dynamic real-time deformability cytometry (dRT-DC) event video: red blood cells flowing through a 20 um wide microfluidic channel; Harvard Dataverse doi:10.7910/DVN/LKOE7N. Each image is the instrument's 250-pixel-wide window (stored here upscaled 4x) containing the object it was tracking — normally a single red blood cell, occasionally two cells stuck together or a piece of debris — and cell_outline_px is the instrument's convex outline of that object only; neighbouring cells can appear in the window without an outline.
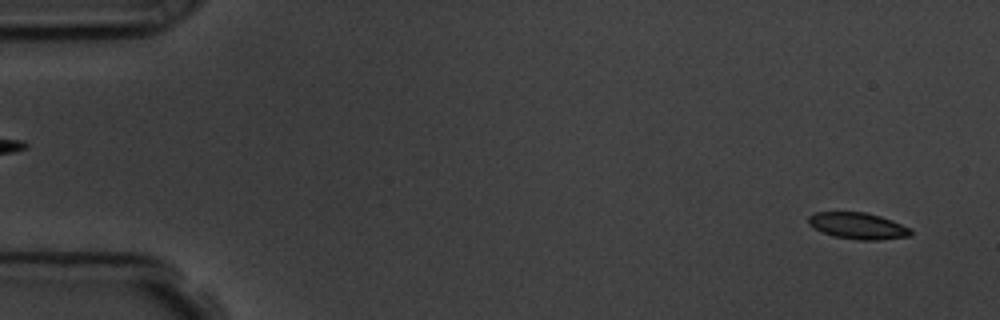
{"species": "common noctule bat (a hibernating species)", "species_latin": "Nyctalus noctula", "temperature_condition": "room temperature", "stored_images_in_passage": 56, "camera_frame_rate_fps": 3000, "um_per_image_px": 0.085, "animal": {"sex": "male", "body_mass_g": 19.5, "forearm_length_mm": 54.6}, "frame": {"image": 1, "passage_image": 1, "time_ms": 0.0, "image_size_px": [1000, 320], "cell_outline_px": [[912, 232], [908, 236], [876, 240], [856, 240], [832, 236], [812, 228], [808, 224], [808, 216], [816, 212], [864, 212], [880, 216], [892, 220], [912, 228]], "centroid_in_image_um": [72.89, 19.2], "position_along_channel_um": 12.1, "area_um2": 15.9}}
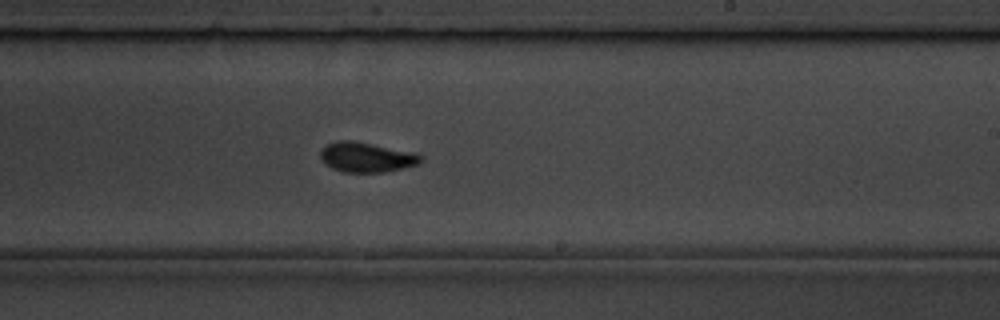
{"frame": {"image": 2, "passage_image": 32, "time_ms": 10.333, "image_size_px": [1000, 320], "cell_outline_px": [[424, 160], [420, 164], [384, 172], [344, 172], [332, 168], [324, 164], [320, 156], [320, 148], [324, 144], [336, 140], [352, 140], [420, 152], [424, 156]], "centroid_in_image_um": [31.19, 13.34], "position_along_channel_um": 257.8, "area_um2": 18.15}}
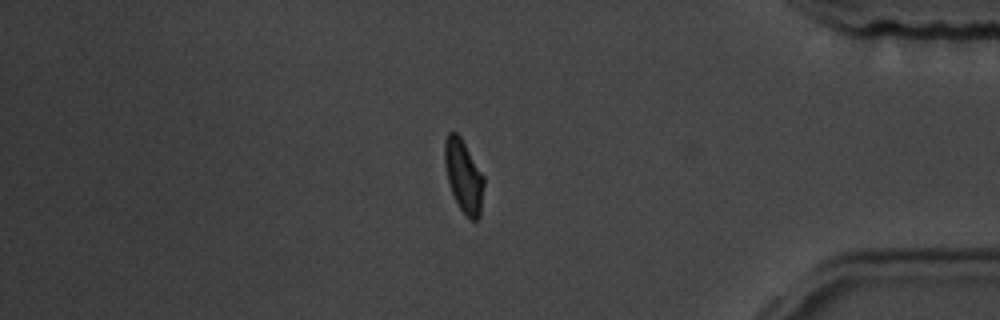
{"frame": {"image": 3, "passage_image": 46, "time_ms": 15.0, "image_size_px": [1000, 320], "cell_outline_px": [[484, 184], [480, 216], [476, 220], [472, 220], [460, 208], [452, 192], [448, 180], [444, 160], [444, 140], [448, 132], [456, 132], [460, 136], [484, 176]], "centroid_in_image_um": [39.41, 14.93], "position_along_channel_um": 395.8, "area_um2": 16.36}, "authors_computed_cell_mechanics": {"area_um2": 16.762, "velocity_mm_per_s": 3.5962, "shape_relaxation_time_tau1_ms": 3.6188, "shape_relaxation_time_tau2_ms": 1.4244, "deformation_change_tau1": 0.1221, "deformation_change_tau2": 0.0521}}